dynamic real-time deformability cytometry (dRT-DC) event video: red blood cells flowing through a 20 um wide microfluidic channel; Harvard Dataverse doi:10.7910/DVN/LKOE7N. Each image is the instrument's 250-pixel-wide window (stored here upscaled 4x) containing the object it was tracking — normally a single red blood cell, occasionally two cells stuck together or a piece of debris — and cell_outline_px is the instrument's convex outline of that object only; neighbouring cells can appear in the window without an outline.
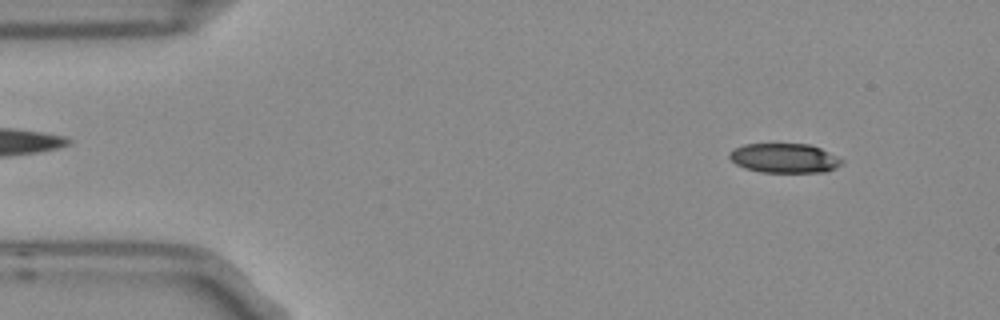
{"species": "Egyptian fruit bat (a non-hibernating species)", "species_latin": "Rousettus aegyptiacus", "temperature_condition": "room temperature", "stored_images_in_passage": 4, "camera_frame_rate_fps": 3000, "um_per_image_px": 0.085, "frame": {"image": 1, "passage_image": 1, "time_ms": 0.0, "image_size_px": [1000, 320], "cell_outline_px": [[844, 160], [836, 168], [824, 172], [760, 172], [744, 168], [736, 164], [728, 156], [728, 152], [744, 144], [808, 144], [820, 148]], "centroid_in_image_um": [66.65, 13.44], "position_along_channel_um": 18.3, "area_um2": 19.19}}